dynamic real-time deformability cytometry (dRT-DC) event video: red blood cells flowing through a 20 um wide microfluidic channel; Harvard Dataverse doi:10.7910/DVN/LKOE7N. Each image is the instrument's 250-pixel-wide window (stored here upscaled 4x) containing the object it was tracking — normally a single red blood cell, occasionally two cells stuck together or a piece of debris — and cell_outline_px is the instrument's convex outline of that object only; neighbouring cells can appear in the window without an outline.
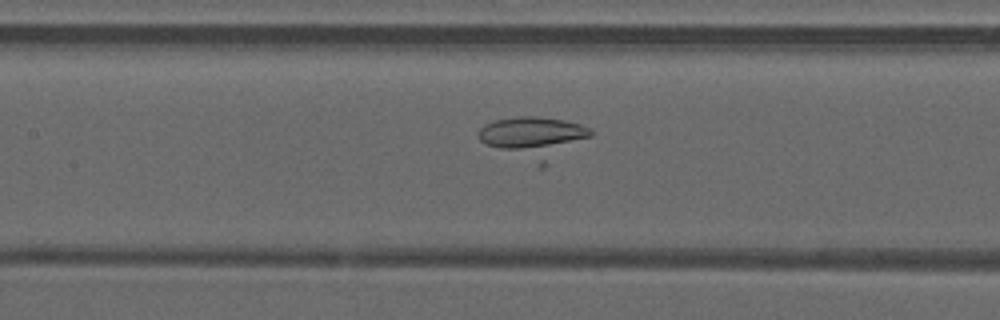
{"species": "common noctule bat (a hibernating species)", "species_latin": "Nyctalus noctula", "temperature_condition": "warm", "stored_images_in_passage": 43, "camera_frame_rate_fps": 3000, "um_per_image_px": 0.085, "animal": {"sex": "male", "forearm_length_mm": 52.5}, "frame": {"image": 1, "passage_image": 21, "time_ms": 6.667, "image_size_px": [1000, 320], "cell_outline_px": [[592, 136], [544, 168], [540, 168], [484, 144], [480, 140], [480, 128], [484, 124], [496, 120], [520, 116], [536, 116], [564, 120], [580, 124], [592, 128]], "centroid_in_image_um": [45.42, 11.73], "position_along_channel_um": 162.0, "area_um2": 27.8}}
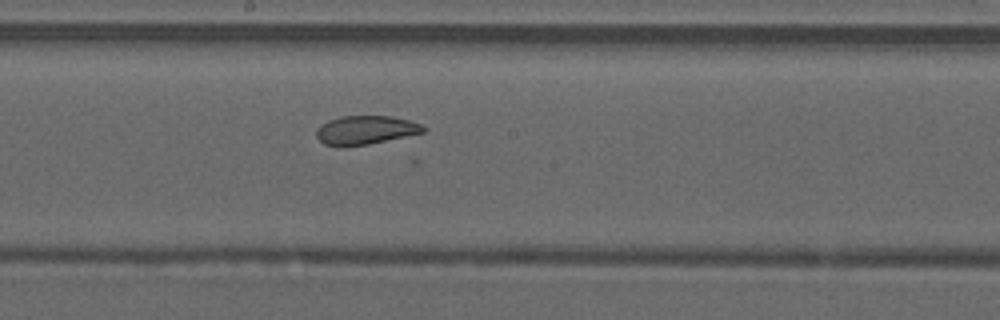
{"frame": {"image": 2, "passage_image": 25, "time_ms": 8.0, "image_size_px": [1000, 320], "cell_outline_px": [[428, 128], [424, 132], [368, 144], [344, 148], [324, 144], [316, 136], [316, 128], [328, 120], [340, 116], [392, 116], [408, 120], [420, 124]], "centroid_in_image_um": [31.03, 11.06], "position_along_channel_um": 217.2, "area_um2": 18.03}}